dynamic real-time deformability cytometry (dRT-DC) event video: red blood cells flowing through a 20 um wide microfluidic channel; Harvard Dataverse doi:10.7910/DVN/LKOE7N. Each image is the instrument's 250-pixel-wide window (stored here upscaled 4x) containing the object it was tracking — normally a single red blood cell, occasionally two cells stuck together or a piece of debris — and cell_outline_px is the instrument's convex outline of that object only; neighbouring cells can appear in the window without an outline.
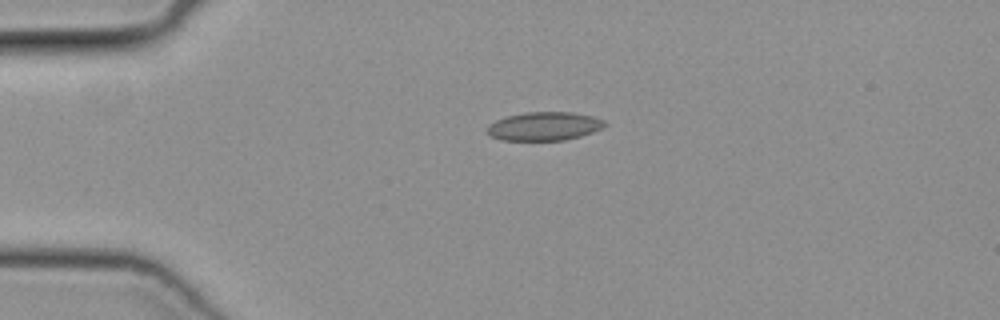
{"species": "common noctule bat (a hibernating species)", "species_latin": "Nyctalus noctula", "temperature_condition": "cold", "stored_images_in_passage": 39, "camera_frame_rate_fps": 3000, "um_per_image_px": 0.085, "animal": {"sex": "female", "body_mass_g": 19.3, "forearm_length_mm": 54.1}, "frame": {"image": 1, "passage_image": 1, "time_ms": 0.0, "image_size_px": [1000, 320], "cell_outline_px": [[608, 124], [592, 132], [580, 136], [564, 140], [500, 140], [484, 132], [488, 124], [496, 120], [508, 116], [524, 112], [572, 112], [592, 116], [604, 120]], "centroid_in_image_um": [46.22, 10.73], "position_along_channel_um": 38.8, "area_um2": 19.59}}
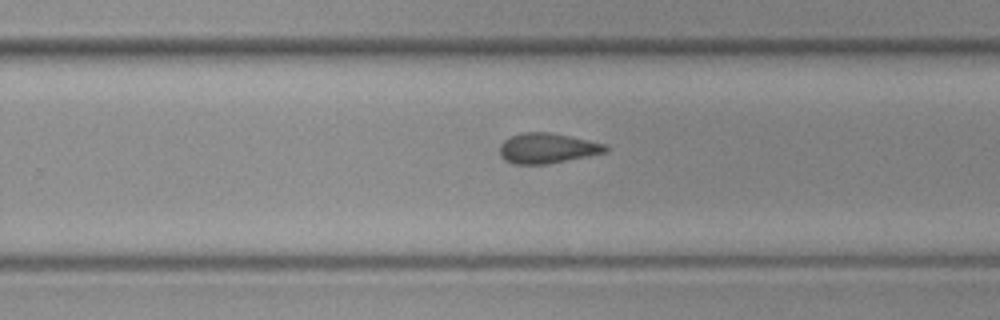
{"frame": {"image": 2, "passage_image": 21, "time_ms": 6.667, "image_size_px": [1000, 320], "cell_outline_px": [[608, 152], [548, 164], [512, 164], [504, 160], [500, 156], [500, 144], [504, 140], [512, 136], [524, 132], [552, 132], [608, 144]], "centroid_in_image_um": [46.54, 12.6], "position_along_channel_um": 283.3, "area_um2": 18.84}}
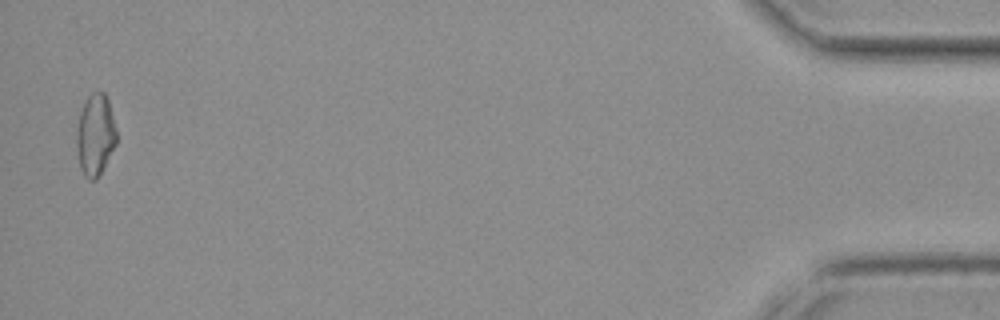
{"frame": {"image": 3, "passage_image": 38, "time_ms": 12.333, "image_size_px": [1000, 320], "cell_outline_px": [[116, 144], [96, 180], [88, 180], [84, 176], [80, 168], [76, 148], [76, 132], [80, 112], [88, 96], [92, 92], [104, 92], [108, 100], [116, 128]], "centroid_in_image_um": [8.09, 11.48], "position_along_channel_um": 427.1, "area_um2": 18.9}}